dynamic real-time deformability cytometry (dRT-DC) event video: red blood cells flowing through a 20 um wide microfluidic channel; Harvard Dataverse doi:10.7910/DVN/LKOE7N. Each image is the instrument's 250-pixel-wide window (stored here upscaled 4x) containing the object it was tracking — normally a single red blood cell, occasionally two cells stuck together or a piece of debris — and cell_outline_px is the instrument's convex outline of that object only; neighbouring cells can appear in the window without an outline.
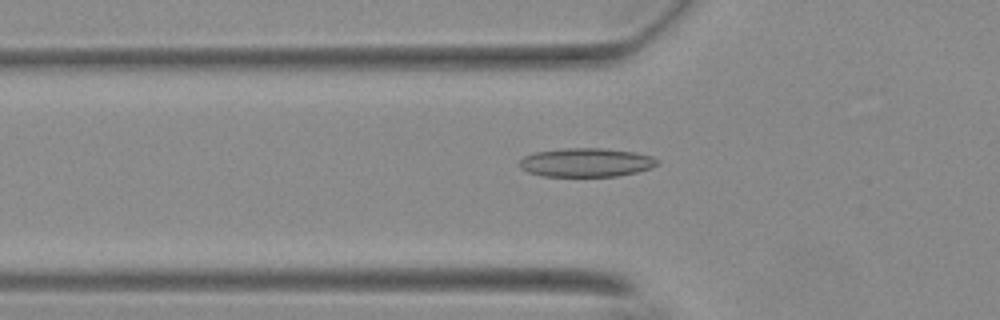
{"species": "Egyptian fruit bat (a non-hibernating species)", "species_latin": "Rousettus aegyptiacus", "temperature_condition": "warm", "stored_images_in_passage": 55, "camera_frame_rate_fps": 3000, "um_per_image_px": 0.085, "animal": {"sex": "female"}, "frame": {"image": 1, "passage_image": 19, "time_ms": 6.0, "image_size_px": [1000, 320], "cell_outline_px": [[660, 160], [652, 168], [636, 172], [616, 176], [540, 176], [528, 172], [520, 168], [520, 160], [524, 156], [536, 152], [564, 148], [604, 148], [636, 152], [652, 156]], "centroid_in_image_um": [49.84, 13.8], "position_along_channel_um": 76.0, "area_um2": 23.18}}
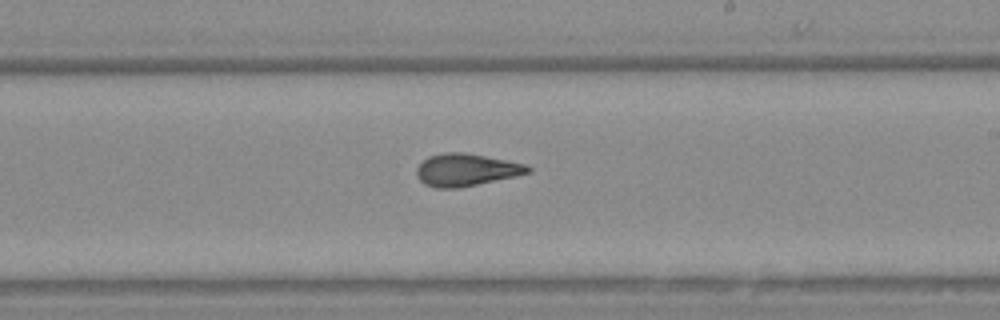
{"frame": {"image": 2, "passage_image": 33, "time_ms": 10.667, "image_size_px": [1000, 320], "cell_outline_px": [[532, 172], [516, 176], [460, 188], [436, 188], [424, 184], [416, 176], [416, 168], [428, 156], [444, 152], [464, 152], [524, 164], [532, 168]], "centroid_in_image_um": [39.6, 14.45], "position_along_channel_um": 249.4, "area_um2": 20.98}}
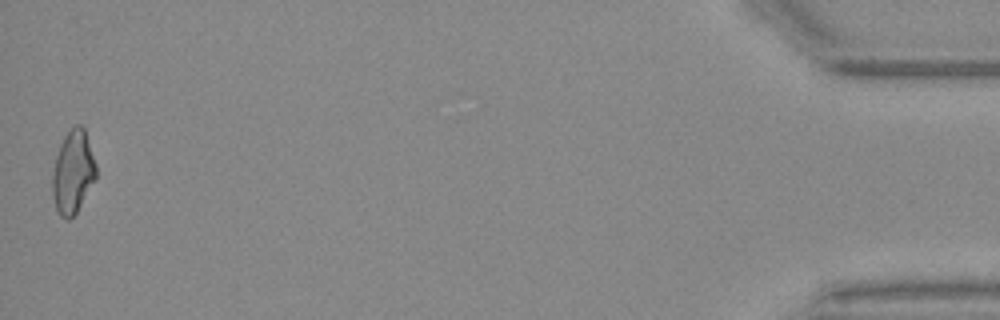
{"frame": {"image": 3, "passage_image": 55, "time_ms": 18.0, "image_size_px": [1000, 320], "cell_outline_px": [[96, 176], [76, 212], [68, 220], [60, 216], [56, 212], [52, 196], [52, 176], [56, 156], [60, 144], [64, 136], [76, 124], [80, 124], [84, 128], [96, 164]], "centroid_in_image_um": [6.17, 14.63], "position_along_channel_um": 429.0, "area_um2": 20.87}, "authors_computed_cell_mechanics": {"area_um2": 20.9236, "velocity_mm_per_s": 3.708, "shape_relaxation_time_tau1_ms": null, "shape_relaxation_time_tau2_ms": 1.9544, "deformation_change_tau1": null, "deformation_change_tau2": 0.1016}}